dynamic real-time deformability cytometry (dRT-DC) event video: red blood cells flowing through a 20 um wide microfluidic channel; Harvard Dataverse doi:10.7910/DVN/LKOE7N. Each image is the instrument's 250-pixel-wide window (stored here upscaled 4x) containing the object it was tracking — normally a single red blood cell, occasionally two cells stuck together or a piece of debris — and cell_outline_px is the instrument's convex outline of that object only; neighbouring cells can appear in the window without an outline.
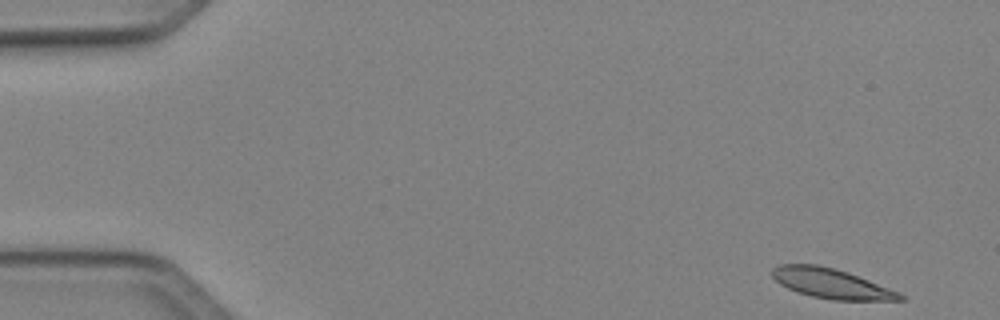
{"species": "Egyptian fruit bat (a non-hibernating species)", "species_latin": "Rousettus aegyptiacus", "temperature_condition": "cold", "stored_images_in_passage": 12, "camera_frame_rate_fps": 3000, "um_per_image_px": 0.085, "animal": {"sex": "female"}, "frame": {"image": 1, "passage_image": 1, "time_ms": 0.0, "image_size_px": [1000, 320], "cell_outline_px": [[904, 300], [832, 300], [812, 296], [796, 292], [780, 284], [772, 276], [772, 268], [780, 264], [816, 264], [848, 272], [900, 292], [904, 296]], "centroid_in_image_um": [70.65, 24.1], "position_along_channel_um": 14.4, "area_um2": 22.14}}
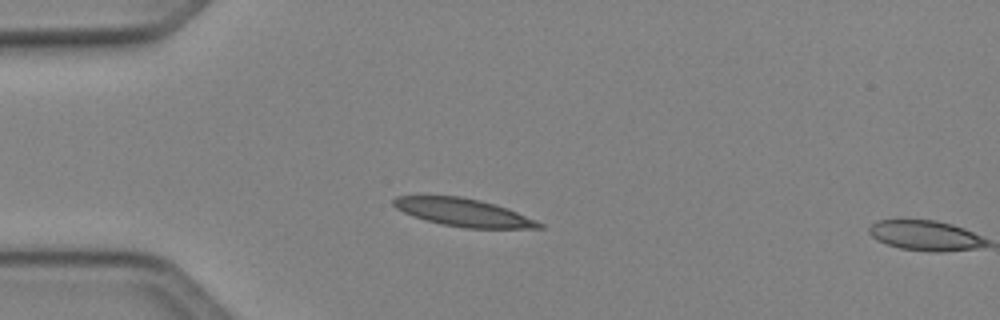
{"frame": {"image": 2, "passage_image": 11, "time_ms": 3.333, "image_size_px": [1000, 320], "cell_outline_px": [[544, 228], [464, 228], [440, 224], [412, 216], [396, 208], [392, 204], [392, 200], [396, 196], [460, 196], [480, 200], [496, 204], [536, 220], [544, 224]], "centroid_in_image_um": [39.38, 18.06], "position_along_channel_um": 45.6, "area_um2": 23.52}}